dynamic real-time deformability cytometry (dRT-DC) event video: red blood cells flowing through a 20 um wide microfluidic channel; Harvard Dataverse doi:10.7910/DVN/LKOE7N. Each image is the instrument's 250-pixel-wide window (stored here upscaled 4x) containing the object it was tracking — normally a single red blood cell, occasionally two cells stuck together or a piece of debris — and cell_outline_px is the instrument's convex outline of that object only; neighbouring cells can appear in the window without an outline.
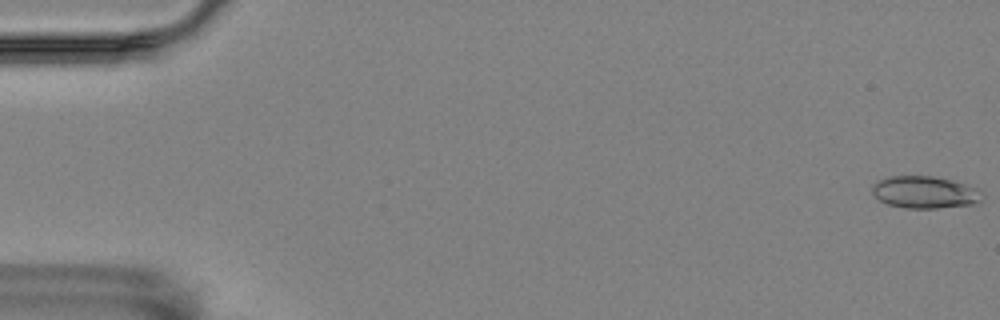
{"species": "Egyptian fruit bat (a non-hibernating species)", "species_latin": "Rousettus aegyptiacus", "temperature_condition": "room temperature", "stored_images_in_passage": 57, "camera_frame_rate_fps": 3000, "um_per_image_px": 0.085, "animal": {"sex": "female"}, "frame": {"image": 1, "passage_image": 1, "time_ms": 0.0, "image_size_px": [1000, 320], "cell_outline_px": [[984, 196], [980, 200], [972, 204], [936, 208], [904, 208], [888, 204], [880, 200], [872, 192], [872, 184], [876, 180], [888, 176], [932, 176], [956, 180], [968, 184], [984, 192]], "centroid_in_image_um": [78.62, 16.32], "position_along_channel_um": 6.4, "area_um2": 20.87}}
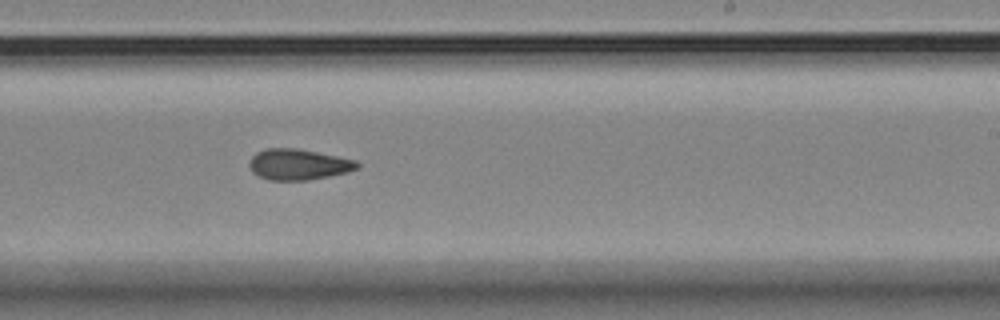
{"frame": {"image": 2, "passage_image": 35, "time_ms": 11.333, "image_size_px": [1000, 320], "cell_outline_px": [[360, 168], [348, 172], [308, 180], [268, 180], [252, 172], [248, 164], [252, 156], [256, 152], [268, 148], [296, 148], [356, 160], [360, 164]], "centroid_in_image_um": [25.36, 13.98], "position_along_channel_um": 263.6, "area_um2": 19.36}}
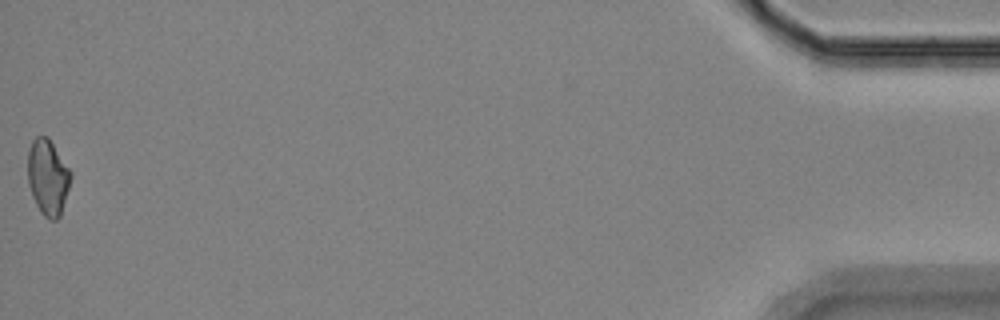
{"frame": {"image": 3, "passage_image": 57, "time_ms": 18.667, "image_size_px": [1000, 320], "cell_outline_px": [[72, 176], [60, 216], [56, 220], [48, 220], [40, 212], [32, 196], [28, 184], [28, 152], [32, 140], [36, 136], [48, 136], [72, 172]], "centroid_in_image_um": [4.07, 15.06], "position_along_channel_um": 431.1, "area_um2": 19.07}, "authors_computed_cell_mechanics": {"area_um2": 19.1896, "velocity_mm_per_s": 3.5465, "shape_relaxation_time_tau1_ms": null, "shape_relaxation_time_tau2_ms": 2.852, "deformation_change_tau1": null, "deformation_change_tau2": 0.0926}}